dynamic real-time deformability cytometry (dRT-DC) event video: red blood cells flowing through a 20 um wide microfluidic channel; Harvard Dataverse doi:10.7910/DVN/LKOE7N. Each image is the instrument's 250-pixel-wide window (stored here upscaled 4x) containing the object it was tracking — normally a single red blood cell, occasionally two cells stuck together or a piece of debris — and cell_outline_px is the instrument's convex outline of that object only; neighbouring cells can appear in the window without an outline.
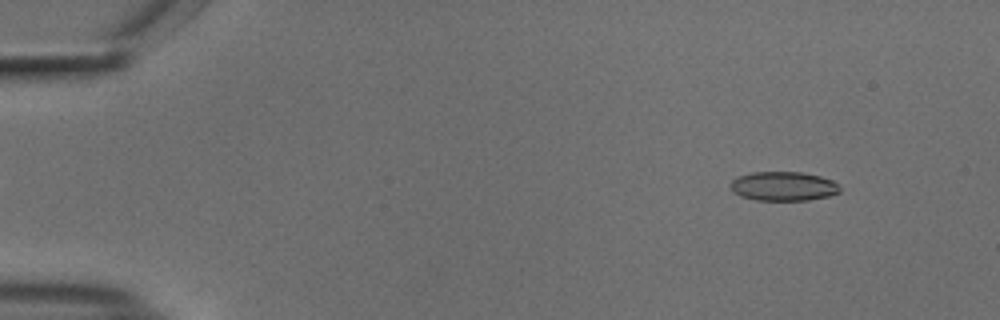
{"species": "common noctule bat (a hibernating species)", "species_latin": "Nyctalus noctula", "temperature_condition": "cold", "stored_images_in_passage": 53, "camera_frame_rate_fps": 3000, "um_per_image_px": 0.085, "animal": {"sex": "male", "body_mass_g": 18.8}, "frame": {"image": 1, "passage_image": 5, "time_ms": 1.333, "image_size_px": [1000, 320], "cell_outline_px": [[840, 192], [828, 196], [808, 200], [756, 200], [740, 196], [732, 192], [732, 180], [736, 176], [752, 172], [800, 172], [820, 176], [832, 180], [840, 188]], "centroid_in_image_um": [66.57, 15.83], "position_along_channel_um": 18.4, "area_um2": 18.55}}
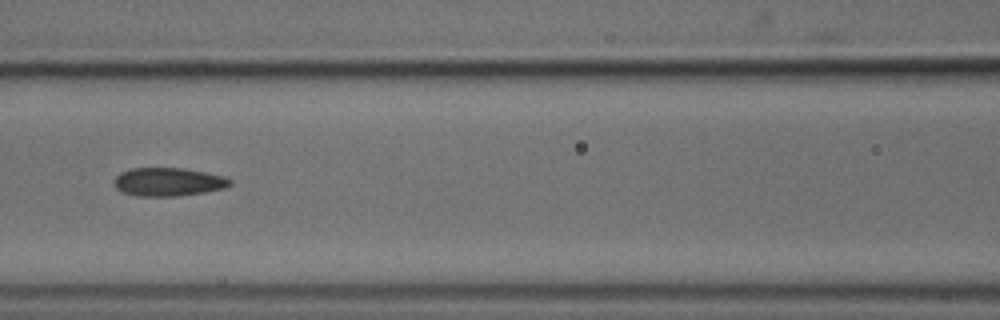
{"frame": {"image": 2, "passage_image": 24, "time_ms": 7.667, "image_size_px": [1000, 320], "cell_outline_px": [[232, 184], [224, 188], [204, 192], [176, 196], [136, 196], [120, 192], [112, 184], [112, 180], [120, 172], [132, 168], [184, 168], [224, 176], [232, 180]], "centroid_in_image_um": [14.25, 15.46], "position_along_channel_um": 152.4, "area_um2": 19.36}}
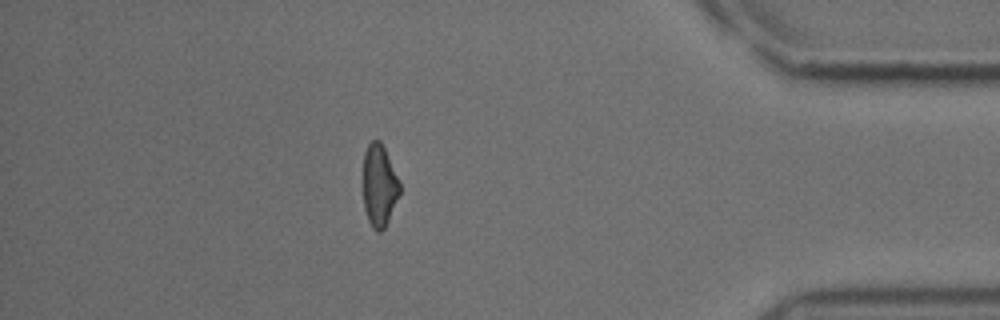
{"frame": {"image": 3, "passage_image": 47, "time_ms": 15.333, "image_size_px": [1000, 320], "cell_outline_px": [[400, 192], [388, 220], [384, 228], [380, 232], [376, 232], [372, 228], [368, 220], [364, 208], [364, 152], [368, 144], [372, 140], [380, 140], [384, 148], [400, 184]], "centroid_in_image_um": [32.22, 15.79], "position_along_channel_um": 403.0, "area_um2": 17.17}, "authors_computed_cell_mechanics": {"area_um2": 18.785, "velocity_mm_per_s": 3.7381, "shape_relaxation_time_tau1_ms": 10.7232, "shape_relaxation_time_tau2_ms": 2.9001, "deformation_change_tau1": 0.1851, "deformation_change_tau2": 0.0948}}